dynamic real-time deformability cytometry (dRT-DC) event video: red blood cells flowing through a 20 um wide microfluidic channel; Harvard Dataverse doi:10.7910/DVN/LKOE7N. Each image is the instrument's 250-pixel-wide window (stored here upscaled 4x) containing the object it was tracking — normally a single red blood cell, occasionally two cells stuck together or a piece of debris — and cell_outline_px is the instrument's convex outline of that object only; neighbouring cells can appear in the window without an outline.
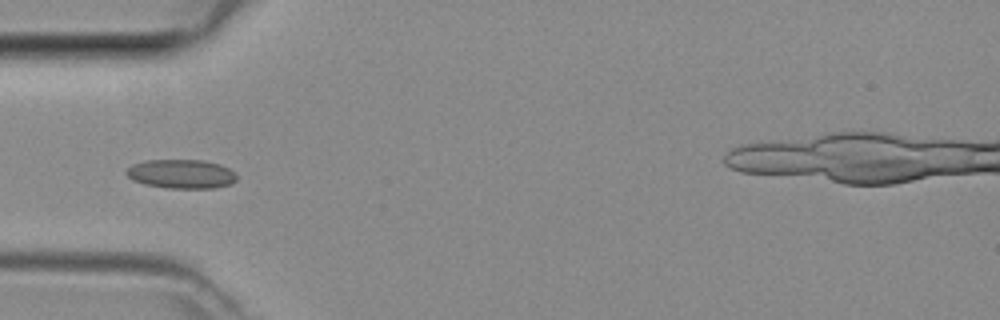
{"species": "common noctule bat (a hibernating species)", "species_latin": "Nyctalus noctula", "temperature_condition": "room temperature", "stored_images_in_passage": 38, "camera_frame_rate_fps": 3000, "um_per_image_px": 0.085, "animal": {"sex": "female", "body_mass_g": 29.2, "forearm_length_mm": 56.3}, "frame": {"image": 1, "passage_image": 5, "time_ms": 1.333, "image_size_px": [1000, 320], "cell_outline_px": [[236, 180], [232, 184], [216, 188], [168, 188], [144, 184], [132, 180], [124, 172], [132, 164], [148, 160], [204, 160], [220, 164], [228, 168], [236, 176]], "centroid_in_image_um": [15.4, 14.79], "position_along_channel_um": 69.6, "area_um2": 18.73}}
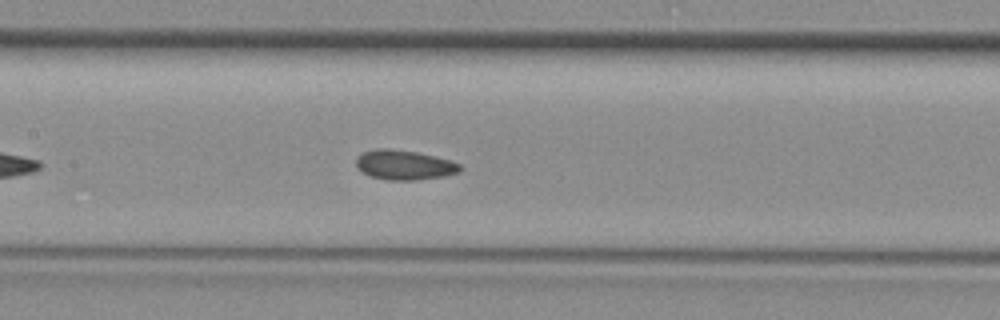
{"frame": {"image": 2, "passage_image": 12, "time_ms": 3.667, "image_size_px": [1000, 320], "cell_outline_px": [[464, 168], [460, 172], [444, 176], [416, 180], [388, 180], [368, 176], [356, 164], [356, 160], [364, 152], [380, 148], [388, 148], [416, 152], [448, 160], [460, 164]], "centroid_in_image_um": [34.4, 14.03], "position_along_channel_um": 173.0, "area_um2": 17.74}}
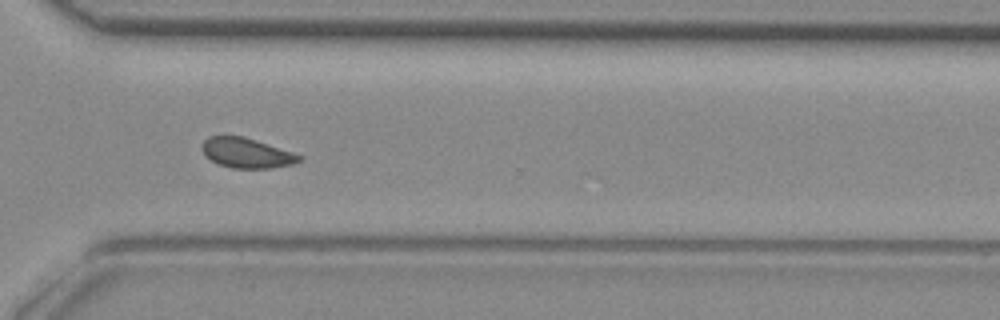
{"frame": {"image": 3, "passage_image": 24, "time_ms": 7.667, "image_size_px": [1000, 320], "cell_outline_px": [[304, 156], [296, 164], [272, 168], [232, 168], [220, 164], [204, 156], [200, 144], [208, 136], [244, 136]], "centroid_in_image_um": [20.96, 13.0], "position_along_channel_um": 349.6, "area_um2": 17.05}}